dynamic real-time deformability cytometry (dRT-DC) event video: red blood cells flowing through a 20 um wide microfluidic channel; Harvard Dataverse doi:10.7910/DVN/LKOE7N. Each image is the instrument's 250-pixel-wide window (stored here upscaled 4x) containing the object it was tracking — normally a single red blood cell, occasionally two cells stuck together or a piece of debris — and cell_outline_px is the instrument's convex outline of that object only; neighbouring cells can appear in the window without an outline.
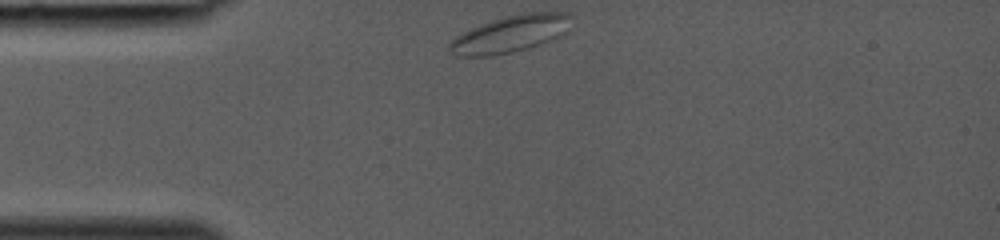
{"species": "common noctule bat (a hibernating species)", "species_latin": "Nyctalus noctula", "temperature_condition": "room temperature", "stored_images_in_passage": 27, "camera_frame_rate_fps": 3000, "um_per_image_px": 0.085, "animal": {"sex": "female", "body_mass_g": 19.0, "forearm_length_mm": 53.3}, "frame": {"image": 1, "passage_image": 1, "time_ms": 0.0, "image_size_px": [1000, 240], "cell_outline_px": [[572, 16], [568, 32], [552, 40], [528, 48], [512, 52], [492, 56], [456, 56], [448, 48], [448, 44], [456, 36], [480, 24], [504, 16], [528, 12], [568, 12]], "centroid_in_image_um": [43.42, 2.88], "position_along_channel_um": 41.6, "area_um2": 26.36}}
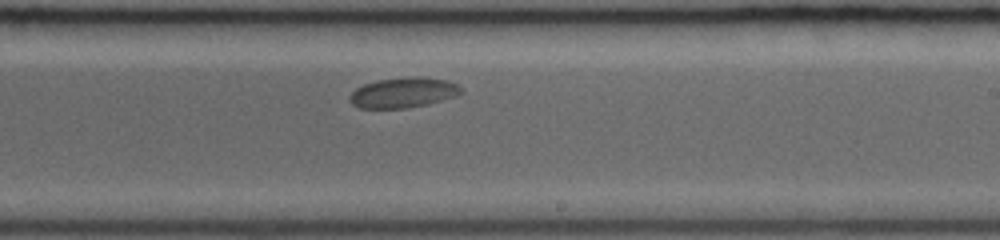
{"frame": {"image": 2, "passage_image": 16, "time_ms": 5.0, "image_size_px": [1000, 240], "cell_outline_px": [[460, 92], [456, 96], [428, 104], [404, 108], [360, 108], [352, 104], [348, 100], [348, 96], [356, 88], [364, 84], [376, 80], [448, 80], [456, 84], [460, 88]], "centroid_in_image_um": [34.18, 7.94], "position_along_channel_um": 254.8, "area_um2": 18.5}}
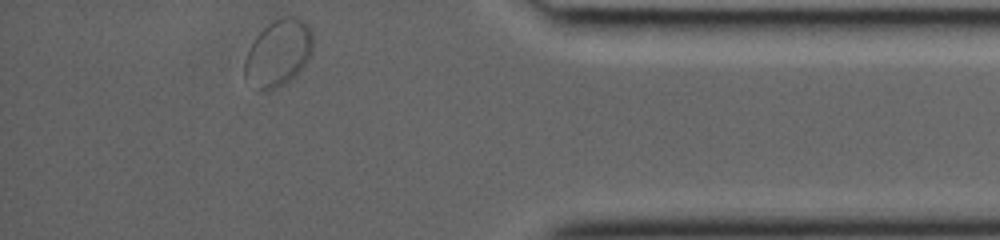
{"frame": {"image": 3, "passage_image": 27, "time_ms": 8.667, "image_size_px": [1000, 240], "cell_outline_px": [[312, 52], [308, 60], [288, 80], [276, 88], [260, 88], [244, 76], [244, 60], [256, 36], [272, 20], [280, 16], [296, 16], [304, 20], [308, 24], [312, 32]], "centroid_in_image_um": [23.68, 4.41], "position_along_channel_um": 411.5, "area_um2": 25.89}}